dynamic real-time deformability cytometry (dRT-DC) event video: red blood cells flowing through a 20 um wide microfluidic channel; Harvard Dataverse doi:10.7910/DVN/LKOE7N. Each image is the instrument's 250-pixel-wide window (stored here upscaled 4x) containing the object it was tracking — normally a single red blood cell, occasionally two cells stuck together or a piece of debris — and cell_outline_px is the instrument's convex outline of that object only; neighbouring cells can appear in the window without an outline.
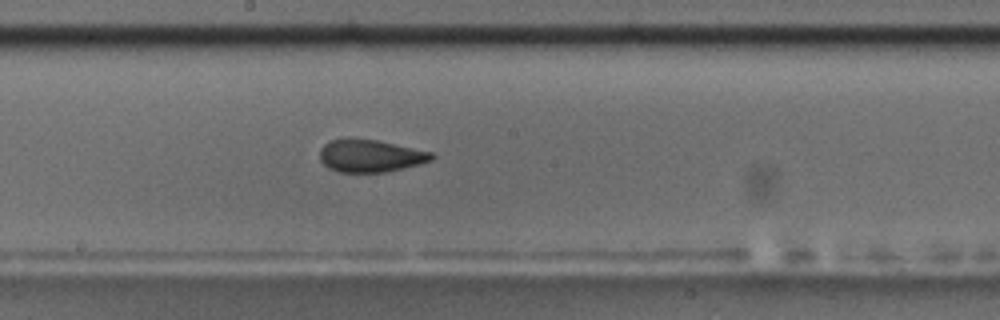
{"species": "common noctule bat (a hibernating species)", "species_latin": "Nyctalus noctula", "temperature_condition": "room temperature", "stored_images_in_passage": 52, "camera_frame_rate_fps": 3000, "um_per_image_px": 0.085, "animal": {"sex": "male", "body_mass_g": 17.5, "forearm_length_mm": 52.3}, "frame": {"image": 1, "passage_image": 30, "time_ms": 9.667, "image_size_px": [1000, 320], "cell_outline_px": [[436, 156], [432, 160], [420, 164], [404, 168], [384, 172], [340, 172], [328, 168], [320, 160], [320, 148], [328, 140], [348, 136], [376, 140], [432, 152]], "centroid_in_image_um": [31.44, 13.22], "position_along_channel_um": 216.8, "area_um2": 21.56}, "authors_computed_cell_mechanics": {"area_um2": 21.5594, "velocity_mm_per_s": 3.7245, "shape_relaxation_time_tau1_ms": null, "shape_relaxation_time_tau2_ms": 1.466, "deformation_change_tau1": null, "deformation_change_tau2": 0.0641}}